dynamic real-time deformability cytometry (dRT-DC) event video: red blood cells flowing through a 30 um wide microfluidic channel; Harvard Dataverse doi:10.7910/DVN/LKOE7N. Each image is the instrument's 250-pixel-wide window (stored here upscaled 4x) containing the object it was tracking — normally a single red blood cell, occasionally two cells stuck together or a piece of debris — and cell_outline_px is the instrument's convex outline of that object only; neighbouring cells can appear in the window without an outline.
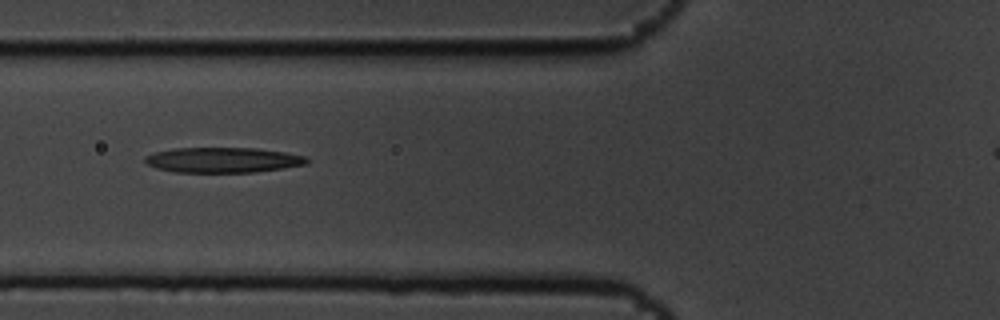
{"species": "common noctule bat (a hibernating species)", "species_latin": "Nyctalus noctula", "temperature_condition": "cold", "stored_images_in_passage": 10, "camera_frame_rate_fps": 3000, "um_per_image_px": 0.085, "animal": {"sex": "male", "body_mass_g": 19.5, "forearm_length_mm": 54.6}, "frame": {"image": 1, "passage_image": 6, "time_ms": 1.667, "image_size_px": [1000, 320], "cell_outline_px": [[308, 160], [304, 164], [256, 172], [176, 172], [156, 168], [148, 164], [144, 160], [144, 156], [152, 152], [172, 148], [256, 148], [284, 152], [304, 156]], "centroid_in_image_um": [18.86, 13.59], "position_along_channel_um": 106.9, "area_um2": 23.64}}
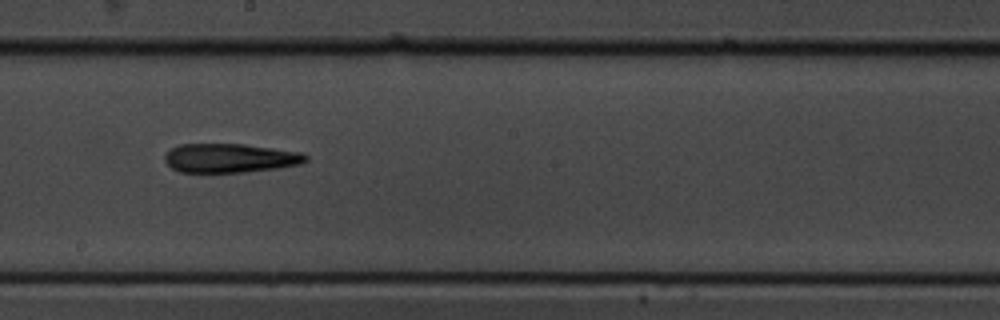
{"frame": {"image": 2, "passage_image": 9, "time_ms": 2.667, "image_size_px": [1000, 320], "cell_outline_px": [[308, 160], [300, 164], [276, 168], [244, 172], [180, 172], [172, 168], [164, 160], [164, 156], [172, 148], [180, 144], [244, 144], [300, 152], [308, 156]], "centroid_in_image_um": [19.54, 13.43], "position_along_channel_um": 228.7, "area_um2": 23.7}}
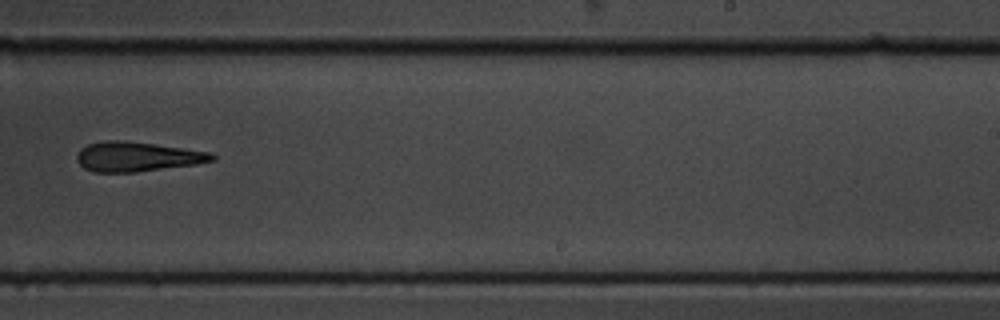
{"frame": {"image": 3, "passage_image": 10, "time_ms": 3.0, "image_size_px": [1000, 320], "cell_outline_px": [[216, 160], [196, 164], [136, 172], [92, 172], [84, 168], [76, 160], [76, 156], [80, 148], [88, 144], [104, 140], [120, 140], [156, 144], [212, 152], [216, 156]], "centroid_in_image_um": [11.65, 13.31], "position_along_channel_um": 277.3, "area_um2": 23.52}}